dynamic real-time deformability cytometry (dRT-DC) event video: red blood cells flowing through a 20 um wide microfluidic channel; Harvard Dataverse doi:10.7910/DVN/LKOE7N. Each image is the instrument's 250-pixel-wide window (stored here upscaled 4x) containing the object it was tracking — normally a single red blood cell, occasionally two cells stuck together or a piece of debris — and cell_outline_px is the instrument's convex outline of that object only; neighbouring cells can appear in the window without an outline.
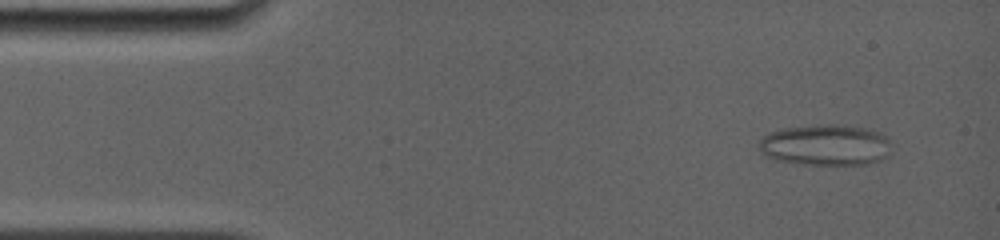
{"species": "common noctule bat (a hibernating species)", "species_latin": "Nyctalus noctula", "temperature_condition": "room temperature", "stored_images_in_passage": 40, "camera_frame_rate_fps": 4000, "um_per_image_px": 0.085, "animal": {"sex": "female", "body_mass_g": 19.0, "forearm_length_mm": 56.7}, "frame": {"image": 1, "passage_image": 5, "time_ms": 1.0, "image_size_px": [1000, 240], "cell_outline_px": [[892, 152], [888, 156], [880, 160], [868, 164], [804, 164], [780, 160], [768, 156], [760, 152], [760, 140], [768, 132], [784, 128], [820, 124], [832, 124], [864, 128], [880, 132], [888, 136]], "centroid_in_image_um": [70.23, 12.32], "position_along_channel_um": 14.8, "area_um2": 31.67}}
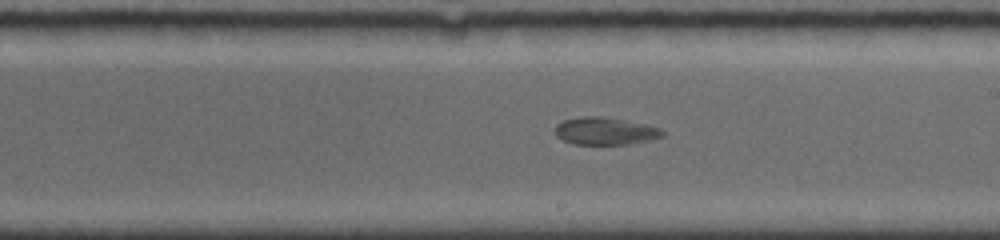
{"frame": {"image": 2, "passage_image": 26, "time_ms": 9.25, "image_size_px": [1000, 240], "cell_outline_px": [[664, 136], [648, 140], [628, 144], [572, 144], [556, 136], [556, 124], [564, 120], [580, 116], [604, 116], [644, 124], [660, 128], [664, 132]], "centroid_in_image_um": [51.42, 11.13], "position_along_channel_um": 237.6, "area_um2": 17.11}}
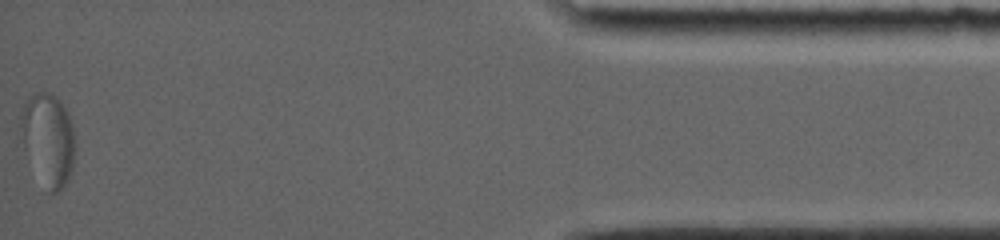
{"frame": {"image": 3, "passage_image": 40, "time_ms": 16.25, "image_size_px": [1000, 240], "cell_outline_px": [[72, 172], [68, 180], [56, 192], [48, 192], [24, 148], [20, 128], [20, 112], [28, 96], [36, 92], [48, 92], [56, 96], [60, 100], [68, 112], [72, 124]], "centroid_in_image_um": [4.06, 11.77], "position_along_channel_um": 431.1, "area_um2": 28.55}}